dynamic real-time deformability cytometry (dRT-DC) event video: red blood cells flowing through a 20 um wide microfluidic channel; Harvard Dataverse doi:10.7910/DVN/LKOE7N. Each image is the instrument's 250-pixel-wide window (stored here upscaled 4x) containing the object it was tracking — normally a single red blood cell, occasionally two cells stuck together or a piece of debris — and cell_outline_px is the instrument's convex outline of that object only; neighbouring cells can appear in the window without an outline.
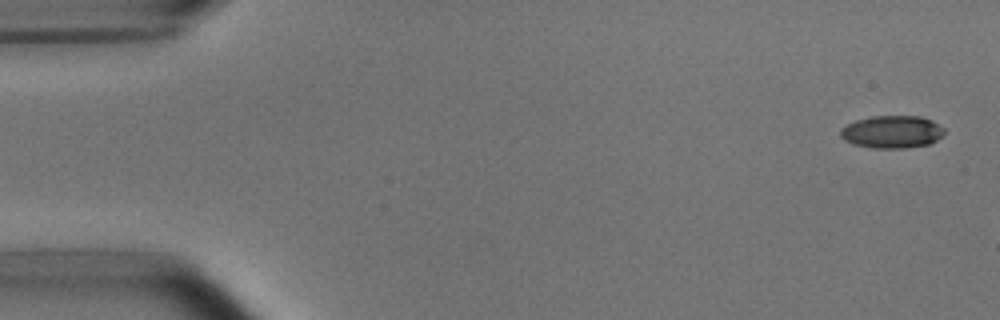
{"species": "common noctule bat (a hibernating species)", "species_latin": "Nyctalus noctula", "temperature_condition": "room temperature", "stored_images_in_passage": 3, "camera_frame_rate_fps": 3000, "um_per_image_px": 0.085, "animal": {"sex": "male", "body_mass_g": 15.6}, "frame": {"image": 1, "passage_image": 1, "time_ms": 0.0, "image_size_px": [1000, 320], "cell_outline_px": [[944, 132], [936, 140], [928, 144], [904, 148], [872, 148], [856, 144], [844, 140], [840, 136], [840, 128], [856, 120], [872, 116], [920, 116], [932, 120], [944, 128]], "centroid_in_image_um": [75.81, 11.2], "position_along_channel_um": 9.2, "area_um2": 19.59}}